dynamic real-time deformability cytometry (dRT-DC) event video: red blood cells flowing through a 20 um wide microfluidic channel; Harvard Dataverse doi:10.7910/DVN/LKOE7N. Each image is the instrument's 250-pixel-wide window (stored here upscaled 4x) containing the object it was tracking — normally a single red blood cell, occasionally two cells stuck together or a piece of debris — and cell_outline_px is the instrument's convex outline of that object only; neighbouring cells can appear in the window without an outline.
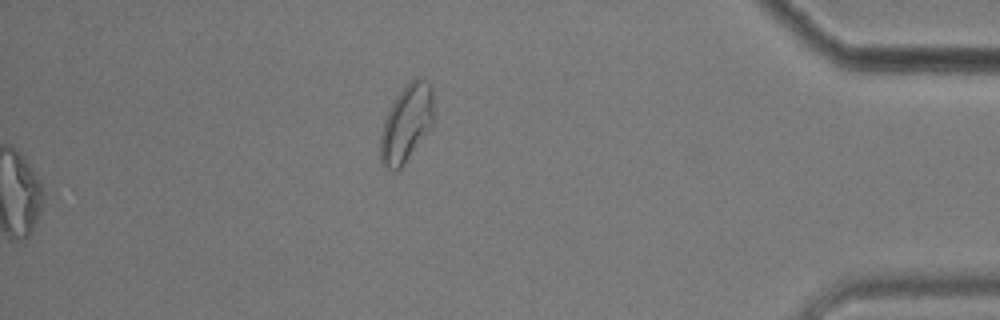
{"species": "common noctule bat (a hibernating species)", "species_latin": "Nyctalus noctula", "temperature_condition": "cold", "stored_images_in_passage": 56, "segment_of_instrument_passage": [2, 2], "camera_frame_rate_fps": 3000, "um_per_image_px": 0.085, "animal": {"sex": "male", "body_mass_g": 17.9}, "frame": {"image": 1, "passage_image": 56, "time_ms": 18.333, "image_size_px": [1000, 320], "cell_outline_px": [[432, 128], [404, 164], [396, 172], [384, 168], [380, 164], [380, 136], [384, 120], [396, 96], [412, 76], [420, 76], [432, 88]], "centroid_in_image_um": [34.53, 10.51], "position_along_channel_um": 400.7, "area_um2": 24.28}}